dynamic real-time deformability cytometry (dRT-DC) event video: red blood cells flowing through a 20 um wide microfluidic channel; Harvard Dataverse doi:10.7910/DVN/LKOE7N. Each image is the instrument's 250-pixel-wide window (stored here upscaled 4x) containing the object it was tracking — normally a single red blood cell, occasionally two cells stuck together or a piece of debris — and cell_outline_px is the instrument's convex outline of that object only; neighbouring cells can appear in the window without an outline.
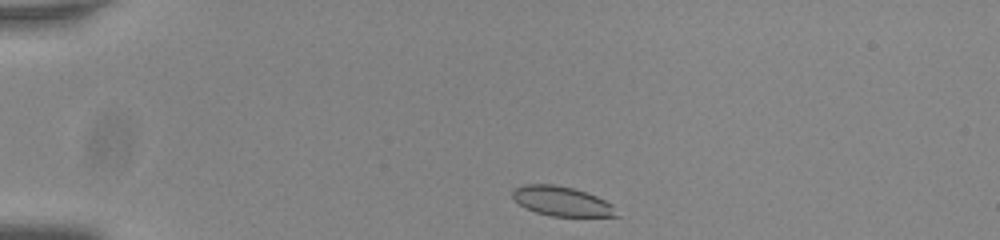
{"species": "common noctule bat (a hibernating species)", "species_latin": "Nyctalus noctula", "temperature_condition": "room temperature", "stored_images_in_passage": 44, "camera_frame_rate_fps": 3000, "um_per_image_px": 0.085, "animal": {"sex": "male", "body_mass_g": 20.0, "forearm_length_mm": 53.3}, "frame": {"image": 1, "passage_image": 1, "time_ms": 0.0, "image_size_px": [1000, 240], "cell_outline_px": [[620, 216], [552, 216], [536, 212], [524, 208], [512, 196], [512, 188], [524, 184], [552, 184], [572, 188], [596, 196], [612, 204]], "centroid_in_image_um": [47.72, 17.1], "position_along_channel_um": 37.3, "area_um2": 17.8}}
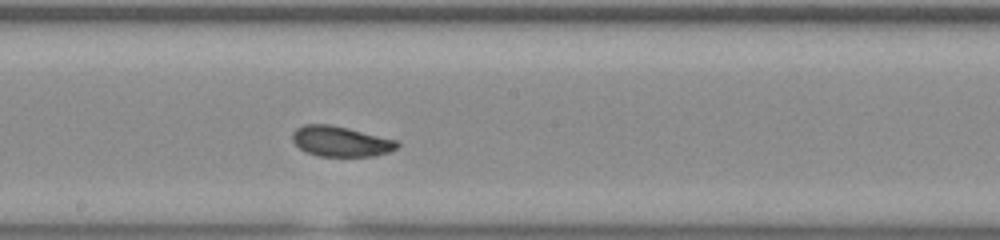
{"frame": {"image": 2, "passage_image": 20, "time_ms": 6.333, "image_size_px": [1000, 240], "cell_outline_px": [[400, 144], [396, 148], [388, 152], [372, 156], [316, 156], [304, 152], [292, 140], [292, 132], [296, 128], [304, 124], [328, 124], [348, 128], [396, 140]], "centroid_in_image_um": [28.91, 12.02], "position_along_channel_um": 219.3, "area_um2": 18.5}}
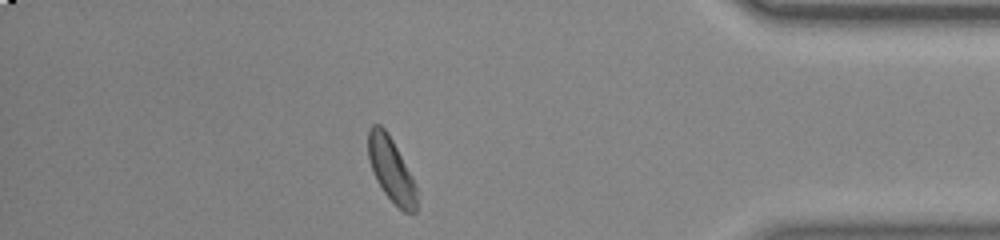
{"frame": {"image": 3, "passage_image": 37, "time_ms": 12.0, "image_size_px": [1000, 240], "cell_outline_px": [[416, 212], [404, 212], [384, 192], [376, 180], [368, 160], [368, 128], [372, 124], [380, 124], [388, 132], [412, 176], [416, 188]], "centroid_in_image_um": [33.22, 14.37], "position_along_channel_um": 402.0, "area_um2": 17.98}, "authors_computed_cell_mechanics": {"area_um2": 18.4382, "velocity_mm_per_s": 3.7543, "shape_relaxation_time_tau1_ms": 2.9673, "shape_relaxation_time_tau2_ms": 3.1672, "deformation_change_tau1": 0.117, "deformation_change_tau2": 0.0963}}